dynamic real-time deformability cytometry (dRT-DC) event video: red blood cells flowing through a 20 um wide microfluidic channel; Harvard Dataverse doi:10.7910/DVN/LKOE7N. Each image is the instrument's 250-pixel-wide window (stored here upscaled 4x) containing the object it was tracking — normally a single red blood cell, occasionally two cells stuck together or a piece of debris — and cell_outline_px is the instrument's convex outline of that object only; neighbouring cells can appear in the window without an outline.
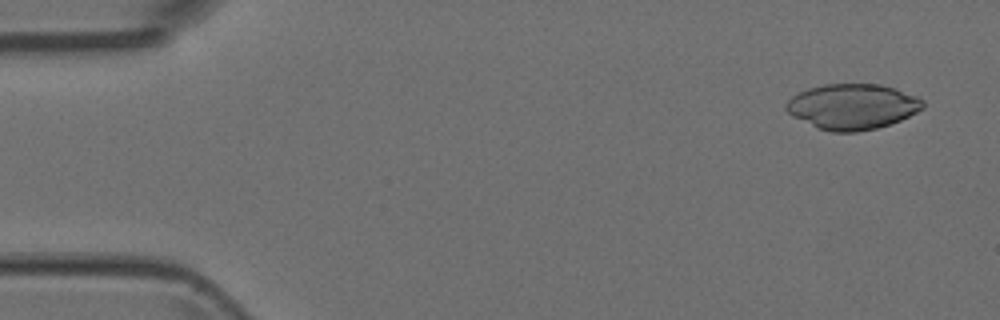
{"species": "Egyptian fruit bat (a non-hibernating species)", "species_latin": "Rousettus aegyptiacus", "temperature_condition": "room temperature", "stored_images_in_passage": 5, "camera_frame_rate_fps": 3000, "um_per_image_px": 0.085, "animal": {"sex": "female"}, "frame": {"image": 1, "passage_image": 1, "time_ms": 0.0, "image_size_px": [1000, 320], "cell_outline_px": [[924, 108], [900, 120], [876, 128], [856, 132], [832, 132], [816, 128], [792, 116], [784, 108], [784, 104], [792, 96], [808, 88], [824, 84], [880, 84], [896, 88], [916, 96], [924, 100]], "centroid_in_image_um": [72.43, 9.06], "position_along_channel_um": 12.6, "area_um2": 36.36}}